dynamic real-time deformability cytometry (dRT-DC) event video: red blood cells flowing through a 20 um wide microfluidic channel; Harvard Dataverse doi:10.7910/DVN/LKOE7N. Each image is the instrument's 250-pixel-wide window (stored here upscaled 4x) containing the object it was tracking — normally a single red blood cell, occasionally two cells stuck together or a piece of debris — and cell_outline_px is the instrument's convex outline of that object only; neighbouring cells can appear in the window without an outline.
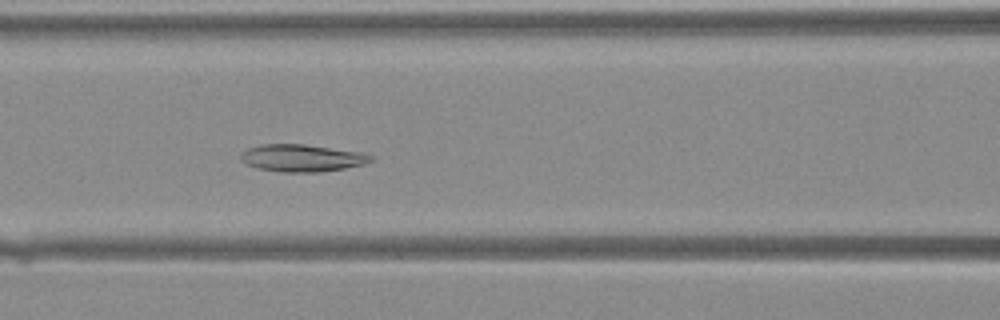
{"species": "Egyptian fruit bat (a non-hibernating species)", "species_latin": "Rousettus aegyptiacus", "temperature_condition": "warm", "stored_images_in_passage": 42, "camera_frame_rate_fps": 3000, "um_per_image_px": 0.085, "animal": {"sex": "female"}, "frame": {"image": 1, "passage_image": 19, "time_ms": 6.0, "image_size_px": [1000, 320], "cell_outline_px": [[376, 156], [372, 160], [364, 164], [344, 168], [320, 172], [280, 172], [256, 168], [244, 164], [240, 160], [240, 152], [248, 148], [260, 144], [304, 144], [360, 152]], "centroid_in_image_um": [25.61, 13.43], "position_along_channel_um": 141.0, "area_um2": 20.87}}
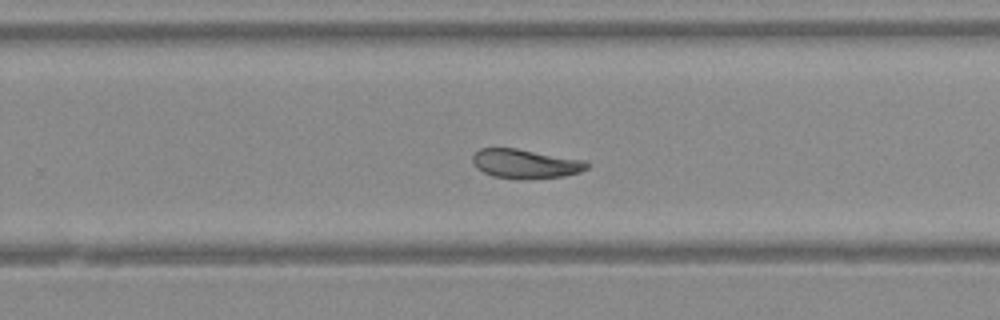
{"frame": {"image": 2, "passage_image": 28, "time_ms": 9.0, "image_size_px": [1000, 320], "cell_outline_px": [[588, 168], [580, 172], [564, 176], [492, 176], [476, 168], [472, 160], [472, 156], [480, 148], [516, 148], [584, 160], [588, 164]], "centroid_in_image_um": [44.64, 13.86], "position_along_channel_um": 285.2, "area_um2": 18.5}}
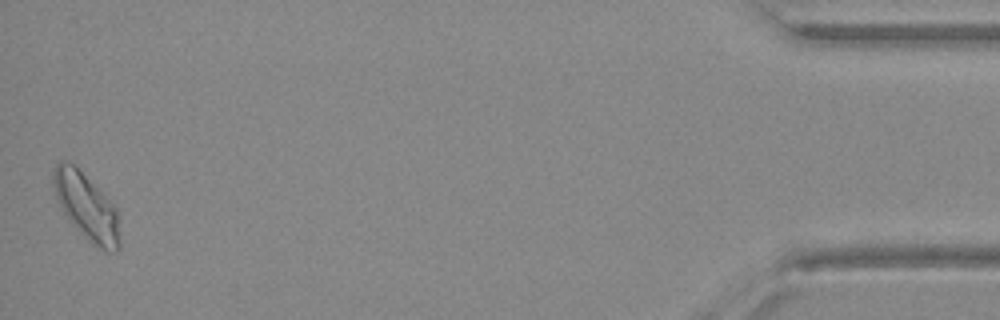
{"frame": {"image": 3, "passage_image": 42, "time_ms": 13.667, "image_size_px": [1000, 320], "cell_outline_px": [[120, 248], [116, 252], [108, 252], [96, 248], [72, 224], [64, 212], [56, 196], [52, 184], [52, 172], [56, 164], [60, 160], [64, 160], [72, 164], [116, 208], [120, 240]], "centroid_in_image_um": [7.34, 17.62], "position_along_channel_um": 427.9, "area_um2": 25.14}}